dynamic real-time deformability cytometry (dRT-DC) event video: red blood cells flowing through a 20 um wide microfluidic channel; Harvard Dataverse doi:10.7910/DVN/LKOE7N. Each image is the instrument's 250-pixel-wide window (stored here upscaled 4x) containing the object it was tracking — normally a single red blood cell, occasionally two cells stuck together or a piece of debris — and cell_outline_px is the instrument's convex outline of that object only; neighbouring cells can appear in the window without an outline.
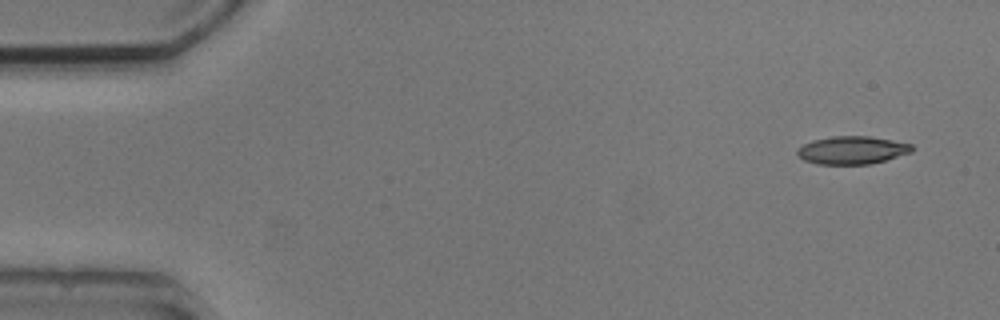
{"species": "common noctule bat (a hibernating species)", "species_latin": "Nyctalus noctula", "temperature_condition": "cold", "stored_images_in_passage": 4, "camera_frame_rate_fps": 3000, "um_per_image_px": 0.085, "animal": {"sex": "male", "body_mass_g": 20.5, "forearm_length_mm": 52.5}, "frame": {"image": 1, "passage_image": 1, "time_ms": 0.0, "image_size_px": [1000, 320], "cell_outline_px": [[916, 148], [912, 152], [884, 160], [868, 164], [816, 164], [804, 160], [796, 152], [796, 148], [812, 140], [832, 136], [868, 136], [892, 140], [912, 144]], "centroid_in_image_um": [72.43, 12.75], "position_along_channel_um": 12.6, "area_um2": 18.67}}
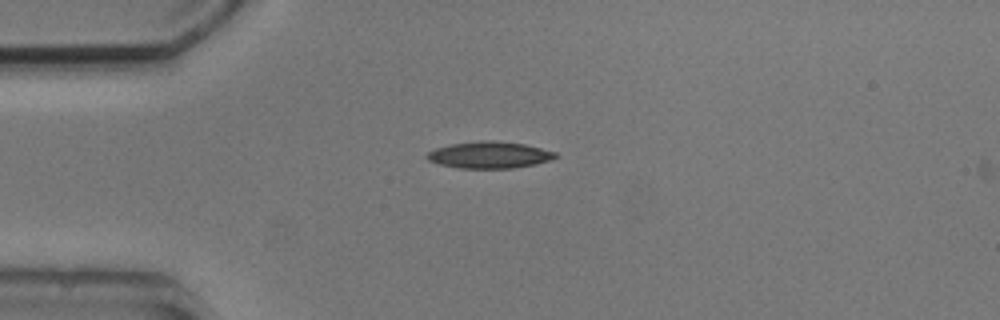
{"frame": {"image": 2, "passage_image": 3, "time_ms": 3.333, "image_size_px": [1000, 320], "cell_outline_px": [[560, 156], [536, 164], [512, 168], [460, 168], [440, 164], [428, 160], [424, 156], [428, 152], [436, 148], [452, 144], [480, 140], [492, 140], [524, 144], [556, 152]], "centroid_in_image_um": [41.59, 13.16], "position_along_channel_um": 43.4, "area_um2": 19.88}}